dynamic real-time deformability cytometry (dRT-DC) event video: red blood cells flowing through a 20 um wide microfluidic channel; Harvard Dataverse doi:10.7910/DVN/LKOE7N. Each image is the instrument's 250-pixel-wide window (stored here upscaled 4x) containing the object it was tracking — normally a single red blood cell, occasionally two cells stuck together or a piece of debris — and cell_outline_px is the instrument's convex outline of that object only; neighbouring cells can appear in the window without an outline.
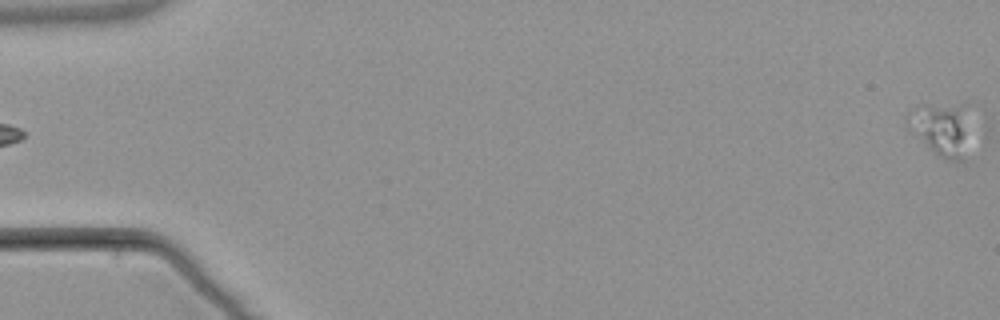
{"species": "common noctule bat (a hibernating species)", "species_latin": "Nyctalus noctula", "temperature_condition": "warm", "stored_images_in_passage": 6, "camera_frame_rate_fps": 3000, "um_per_image_px": 0.085, "animal": {"sex": "male", "body_mass_g": 21.5, "forearm_length_mm": 52.0}, "frame": {"image": 1, "passage_image": 6, "time_ms": 7.0, "image_size_px": [1000, 320], "cell_outline_px": [[968, 132], [964, 164], [956, 164], [944, 160], [928, 144], [920, 132], [924, 104], [968, 104]], "centroid_in_image_um": [80.45, 11.07], "position_along_channel_um": 4.5, "area_um2": 16.88}}